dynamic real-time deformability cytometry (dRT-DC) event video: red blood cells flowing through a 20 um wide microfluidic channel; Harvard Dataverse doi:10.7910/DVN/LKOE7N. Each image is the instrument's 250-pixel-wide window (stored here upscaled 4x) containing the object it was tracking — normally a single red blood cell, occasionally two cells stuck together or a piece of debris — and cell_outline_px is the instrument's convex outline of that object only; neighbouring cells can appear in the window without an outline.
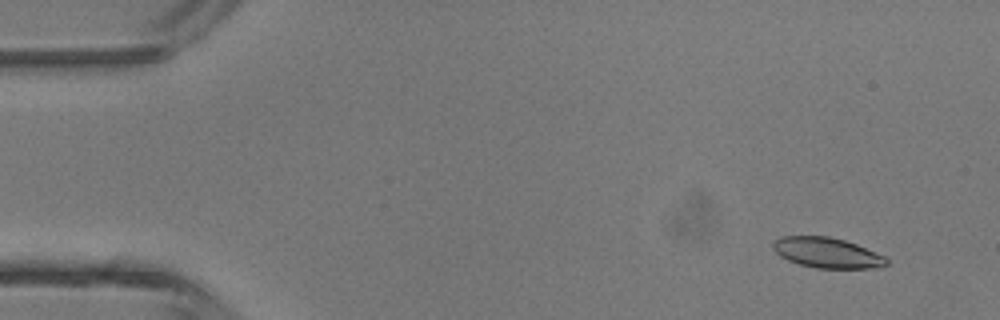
{"species": "common noctule bat (a hibernating species)", "species_latin": "Nyctalus noctula", "temperature_condition": "room temperature", "stored_images_in_passage": 46, "camera_frame_rate_fps": 3000, "um_per_image_px": 0.085, "animal": {"sex": "male", "body_mass_g": 13.3}, "frame": {"image": 1, "passage_image": 4, "time_ms": 1.0, "image_size_px": [1000, 320], "cell_outline_px": [[888, 264], [880, 268], [816, 268], [800, 264], [788, 260], [780, 256], [772, 248], [772, 244], [780, 236], [828, 236], [844, 240], [856, 244], [884, 256], [888, 260]], "centroid_in_image_um": [70.3, 21.48], "position_along_channel_um": 14.7, "area_um2": 20.0}}
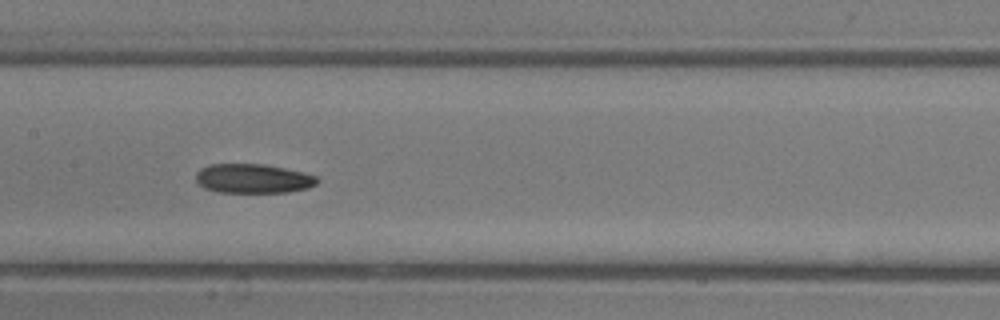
{"frame": {"image": 2, "passage_image": 23, "time_ms": 7.333, "image_size_px": [1000, 320], "cell_outline_px": [[320, 180], [316, 184], [308, 188], [288, 192], [216, 192], [204, 188], [196, 180], [196, 172], [200, 168], [208, 164], [264, 164], [284, 168], [316, 176]], "centroid_in_image_um": [21.48, 15.18], "position_along_channel_um": 185.9, "area_um2": 20.69}}
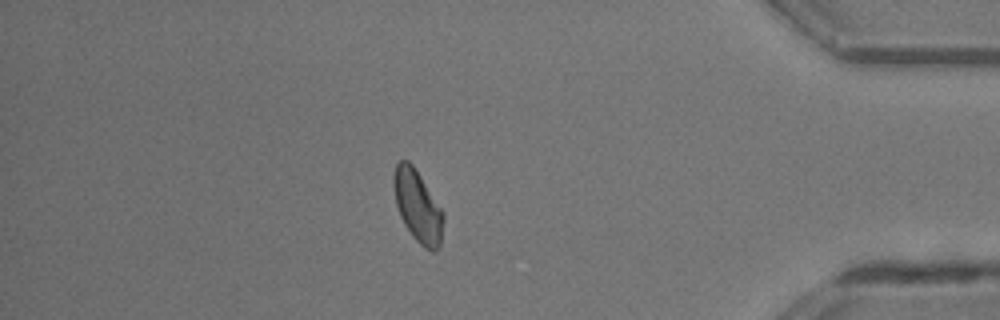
{"frame": {"image": 3, "passage_image": 40, "time_ms": 13.0, "image_size_px": [1000, 320], "cell_outline_px": [[444, 220], [440, 248], [432, 252], [424, 248], [412, 236], [404, 224], [400, 216], [396, 204], [396, 164], [400, 160], [408, 160], [412, 164], [444, 212]], "centroid_in_image_um": [35.57, 17.61], "position_along_channel_um": 399.6, "area_um2": 20.29}, "authors_computed_cell_mechanics": {"area_um2": 20.519, "velocity_mm_per_s": 4.4833, "shape_relaxation_time_tau1_ms": 7.8934, "shape_relaxation_time_tau2_ms": 8.4731, "deformation_change_tau1": 0.1595, "deformation_change_tau2": 0.1762}}